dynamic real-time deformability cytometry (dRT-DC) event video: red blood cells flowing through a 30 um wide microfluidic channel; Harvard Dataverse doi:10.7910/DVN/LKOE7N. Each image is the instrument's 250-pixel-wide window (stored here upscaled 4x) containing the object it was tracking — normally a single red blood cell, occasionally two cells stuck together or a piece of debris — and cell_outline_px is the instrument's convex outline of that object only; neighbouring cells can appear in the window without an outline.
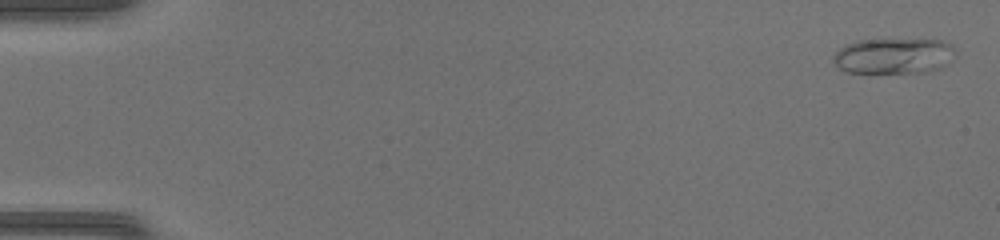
{"species": "common noctule bat (a hibernating species)", "species_latin": "Nyctalus noctula", "temperature_condition": "warm", "stored_images_in_passage": 49, "camera_frame_rate_fps": 3000, "um_per_image_px": 0.085, "animal": {"sex": "female", "body_mass_g": 17.0, "forearm_length_mm": 48.0}, "frame": {"image": 1, "passage_image": 2, "time_ms": 0.333, "image_size_px": [1000, 240], "cell_outline_px": [[956, 52], [952, 60], [948, 64], [940, 68], [928, 72], [844, 72], [832, 60], [832, 56], [840, 48], [856, 40], [940, 40], [952, 44]], "centroid_in_image_um": [75.99, 4.75], "position_along_channel_um": 9.0, "area_um2": 25.32}}
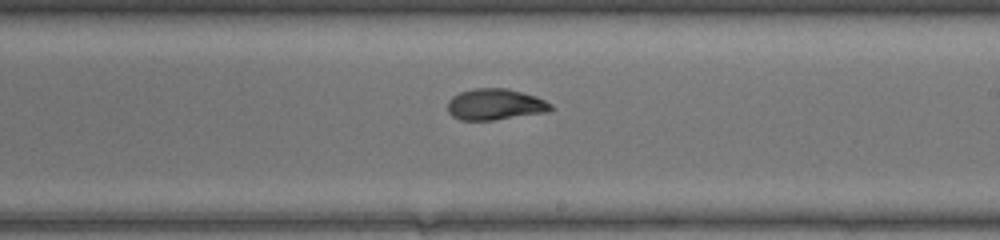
{"frame": {"image": 2, "passage_image": 30, "time_ms": 9.667, "image_size_px": [1000, 240], "cell_outline_px": [[556, 108], [548, 112], [492, 120], [460, 120], [452, 116], [448, 112], [448, 100], [452, 96], [460, 92], [472, 88], [508, 88], [536, 96], [552, 104]], "centroid_in_image_um": [42.1, 8.87], "position_along_channel_um": 246.9, "area_um2": 18.96}}
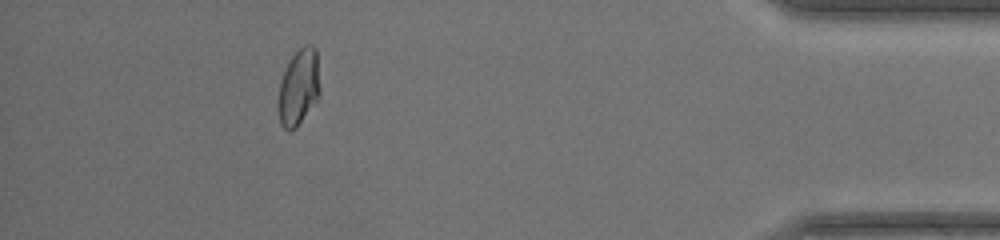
{"frame": {"image": 3, "passage_image": 45, "time_ms": 14.667, "image_size_px": [1000, 240], "cell_outline_px": [[320, 92], [316, 100], [296, 128], [288, 132], [280, 124], [276, 104], [280, 80], [288, 60], [304, 44], [312, 44], [316, 48], [320, 88]], "centroid_in_image_um": [25.35, 7.42], "position_along_channel_um": 409.8, "area_um2": 18.9}, "authors_computed_cell_mechanics": {"area_um2": 19.5364, "velocity_mm_per_s": 4.3035, "shape_relaxation_time_tau1_ms": 9.5475, "shape_relaxation_time_tau2_ms": 1.0606, "deformation_change_tau1": 0.3193, "deformation_change_tau2": 0.0485}}